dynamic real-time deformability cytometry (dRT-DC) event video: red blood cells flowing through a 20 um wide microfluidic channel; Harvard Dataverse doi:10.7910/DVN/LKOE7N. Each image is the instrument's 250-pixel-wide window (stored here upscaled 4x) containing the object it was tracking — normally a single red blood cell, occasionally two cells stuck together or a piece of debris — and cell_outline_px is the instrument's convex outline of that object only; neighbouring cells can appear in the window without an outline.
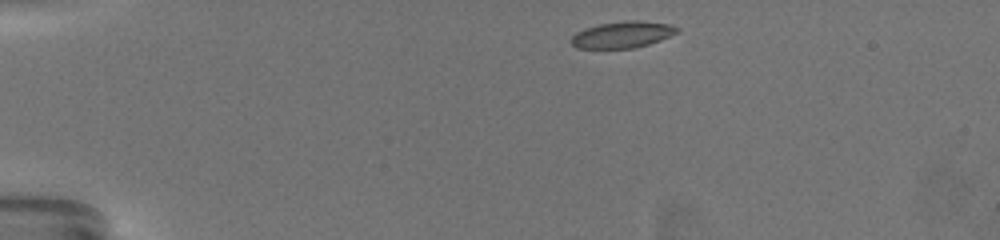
{"species": "common noctule bat (a hibernating species)", "species_latin": "Nyctalus noctula", "temperature_condition": "warm", "stored_images_in_passage": 44, "camera_frame_rate_fps": 3000, "um_per_image_px": 0.085, "animal": {"sex": "female", "body_mass_g": 19.5, "forearm_length_mm": 54.1}, "frame": {"image": 1, "passage_image": 1, "time_ms": 0.0, "image_size_px": [1000, 240], "cell_outline_px": [[680, 32], [660, 40], [648, 44], [632, 48], [576, 48], [572, 44], [572, 36], [576, 32], [600, 24], [628, 20], [636, 20], [668, 24], [676, 28]], "centroid_in_image_um": [52.91, 2.95], "position_along_channel_um": 32.1, "area_um2": 16.01}}
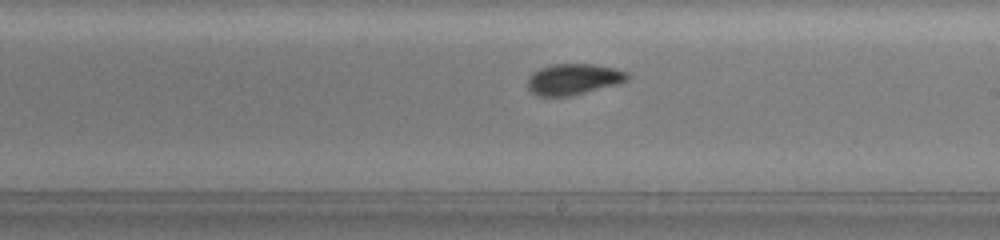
{"frame": {"image": 2, "passage_image": 26, "time_ms": 8.333, "image_size_px": [1000, 240], "cell_outline_px": [[628, 80], [620, 84], [572, 96], [536, 96], [528, 88], [528, 76], [540, 68], [552, 64], [592, 64], [616, 68], [628, 72]], "centroid_in_image_um": [48.77, 6.74], "position_along_channel_um": 240.2, "area_um2": 18.26}}
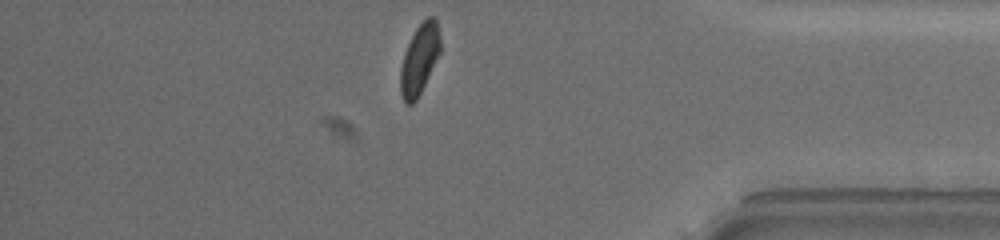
{"frame": {"image": 3, "passage_image": 42, "time_ms": 13.667, "image_size_px": [1000, 240], "cell_outline_px": [[440, 52], [416, 100], [412, 104], [404, 104], [400, 92], [400, 68], [404, 52], [416, 28], [428, 16], [436, 16], [440, 36]], "centroid_in_image_um": [35.64, 5.02], "position_along_channel_um": 399.6, "area_um2": 16.18}, "authors_computed_cell_mechanics": {"area_um2": 17.4267, "velocity_mm_per_s": 3.4303, "shape_relaxation_time_tau1_ms": 4.4102, "shape_relaxation_time_tau2_ms": 1.6682, "deformation_change_tau1": 0.1224, "deformation_change_tau2": 0.0656}}